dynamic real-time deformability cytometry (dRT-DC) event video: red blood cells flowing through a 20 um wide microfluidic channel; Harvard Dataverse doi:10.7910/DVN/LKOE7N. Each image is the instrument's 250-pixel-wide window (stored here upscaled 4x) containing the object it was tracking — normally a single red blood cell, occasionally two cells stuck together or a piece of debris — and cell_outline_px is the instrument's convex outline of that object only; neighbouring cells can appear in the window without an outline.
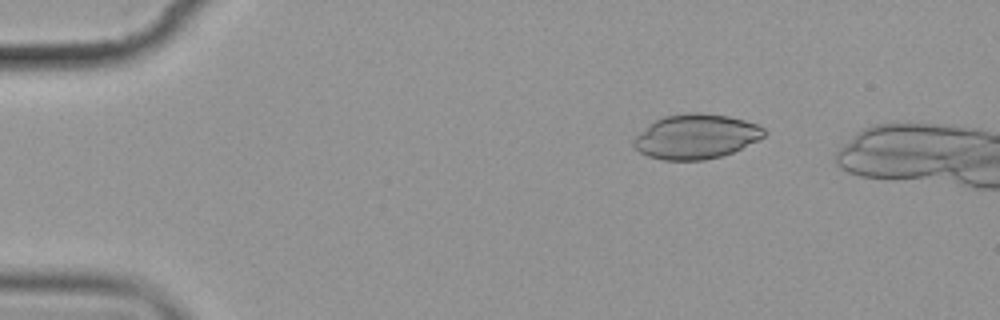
{"species": "common noctule bat (a hibernating species)", "species_latin": "Nyctalus noctula", "temperature_condition": "cold", "stored_images_in_passage": 5, "camera_frame_rate_fps": 3000, "um_per_image_px": 0.085, "animal": {"sex": "female", "body_mass_g": 19.9}, "frame": {"image": 1, "passage_image": 3, "time_ms": 2.333, "image_size_px": [1000, 320], "cell_outline_px": [[768, 132], [764, 136], [732, 152], [720, 156], [704, 160], [664, 160], [648, 156], [640, 152], [632, 144], [632, 140], [640, 132], [656, 120], [664, 116], [688, 112], [700, 112], [728, 116], [744, 120], [756, 124], [764, 128]], "centroid_in_image_um": [59.15, 11.6], "position_along_channel_um": 25.9, "area_um2": 33.7}}